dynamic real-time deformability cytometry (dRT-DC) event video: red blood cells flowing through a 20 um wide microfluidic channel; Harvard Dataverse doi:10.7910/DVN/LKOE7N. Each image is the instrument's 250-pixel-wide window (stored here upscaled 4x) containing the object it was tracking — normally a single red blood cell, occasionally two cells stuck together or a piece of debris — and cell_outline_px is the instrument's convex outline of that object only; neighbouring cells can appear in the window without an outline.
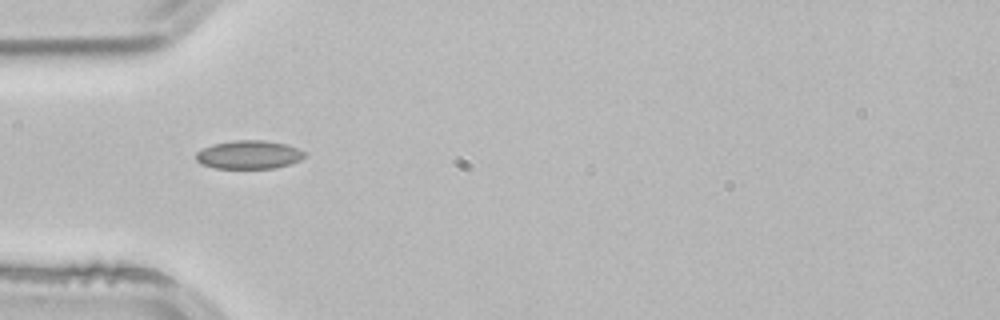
{"species": "common noctule bat (a hibernating species)", "species_latin": "Nyctalus noctula", "temperature_condition": "room temperature", "stored_images_in_passage": 1, "camera_frame_rate_fps": 3000, "um_per_image_px": 0.085, "animal": {"sex": "male", "body_mass_g": 21.5, "forearm_length_mm": 52.0}, "frame": {"image": 1, "passage_image": 1, "time_ms": 0.0, "image_size_px": [1000, 320], "cell_outline_px": [[304, 156], [300, 160], [276, 168], [216, 168], [200, 164], [196, 160], [196, 152], [212, 144], [232, 140], [264, 140], [288, 144], [304, 152]], "centroid_in_image_um": [21.13, 13.14], "position_along_channel_um": 63.9, "area_um2": 17.98}}